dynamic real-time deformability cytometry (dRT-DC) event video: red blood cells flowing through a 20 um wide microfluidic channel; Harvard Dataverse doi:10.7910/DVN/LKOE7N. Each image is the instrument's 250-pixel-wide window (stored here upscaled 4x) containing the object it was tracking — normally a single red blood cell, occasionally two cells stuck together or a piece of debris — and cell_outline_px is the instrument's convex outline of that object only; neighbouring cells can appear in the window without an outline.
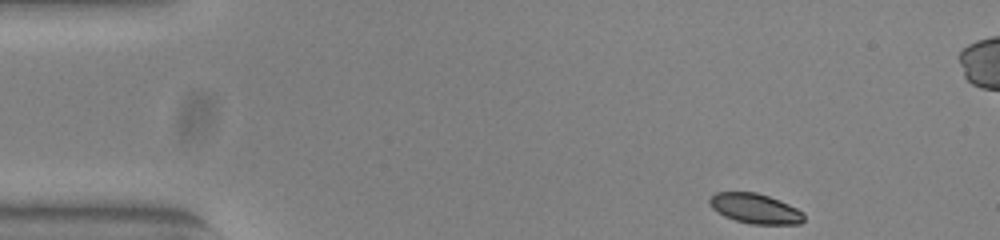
{"species": "common noctule bat (a hibernating species)", "species_latin": "Nyctalus noctula", "temperature_condition": "warm", "stored_images_in_passage": 49, "camera_frame_rate_fps": 3000, "um_per_image_px": 0.085, "animal": {"sex": "female", "body_mass_g": 23.0, "forearm_length_mm": 53.4}, "frame": {"image": 1, "passage_image": 1, "time_ms": 0.0, "image_size_px": [1000, 240], "cell_outline_px": [[804, 220], [800, 224], [752, 224], [736, 220], [724, 216], [712, 208], [708, 200], [716, 192], [756, 192], [780, 200], [804, 212]], "centroid_in_image_um": [64.2, 17.72], "position_along_channel_um": 20.8, "area_um2": 16.42}}
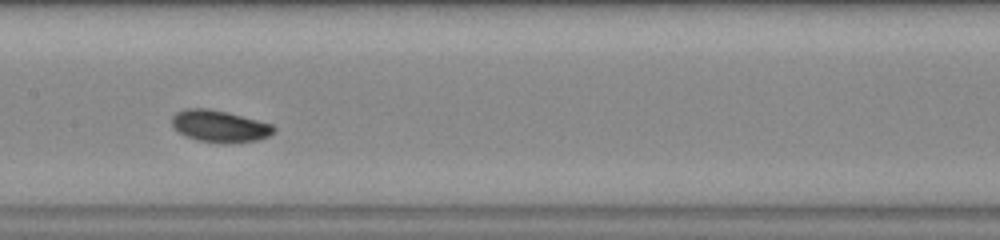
{"frame": {"image": 2, "passage_image": 21, "time_ms": 6.667, "image_size_px": [1000, 240], "cell_outline_px": [[276, 128], [268, 136], [256, 140], [224, 144], [196, 140], [172, 128], [172, 116], [176, 112], [184, 108], [208, 108], [228, 112], [272, 124]], "centroid_in_image_um": [18.63, 10.72], "position_along_channel_um": 188.8, "area_um2": 18.96}}
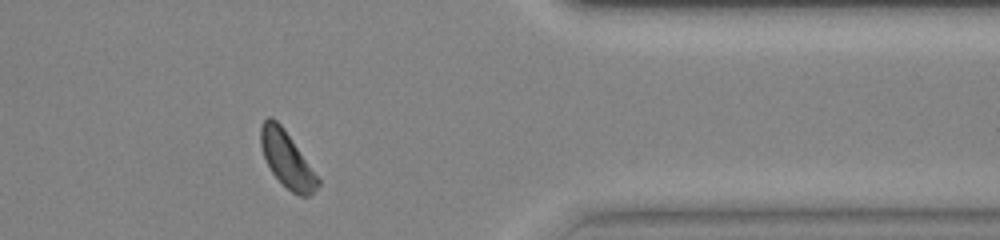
{"frame": {"image": 3, "passage_image": 38, "time_ms": 12.333, "image_size_px": [1000, 240], "cell_outline_px": [[320, 184], [308, 196], [300, 196], [292, 192], [272, 172], [264, 156], [260, 144], [260, 124], [268, 116], [272, 116], [284, 128], [320, 180]], "centroid_in_image_um": [24.36, 13.5], "position_along_channel_um": 387.0, "area_um2": 18.21}}